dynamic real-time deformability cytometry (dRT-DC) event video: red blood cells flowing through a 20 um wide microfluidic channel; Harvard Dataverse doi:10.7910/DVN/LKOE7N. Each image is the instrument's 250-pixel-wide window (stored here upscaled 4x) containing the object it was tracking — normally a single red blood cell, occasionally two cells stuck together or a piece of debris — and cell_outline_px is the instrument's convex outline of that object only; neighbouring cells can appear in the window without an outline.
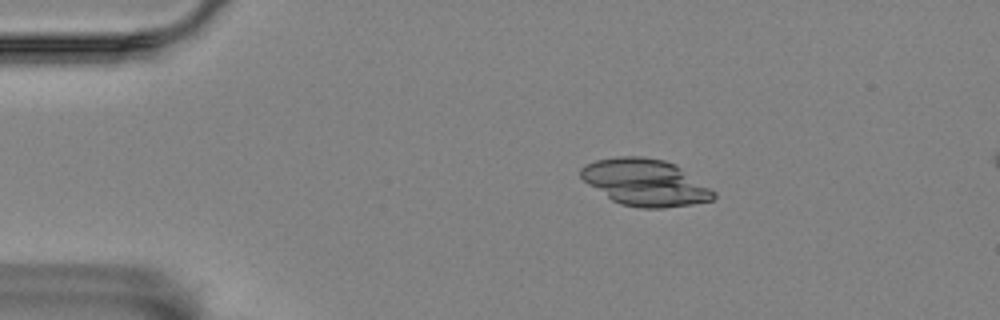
{"species": "Egyptian fruit bat (a non-hibernating species)", "species_latin": "Rousettus aegyptiacus", "temperature_condition": "room temperature", "stored_images_in_passage": 6, "camera_frame_rate_fps": 3000, "um_per_image_px": 0.085, "animal": {"sex": "female"}, "frame": {"image": 1, "passage_image": 3, "time_ms": 2.0, "image_size_px": [1000, 320], "cell_outline_px": [[716, 196], [712, 200], [692, 204], [664, 208], [640, 208], [620, 204], [612, 200], [588, 184], [580, 176], [580, 168], [596, 160], [616, 156], [640, 156], [664, 160], [676, 164], [716, 192]], "centroid_in_image_um": [54.85, 15.51], "position_along_channel_um": 30.2, "area_um2": 36.07}}